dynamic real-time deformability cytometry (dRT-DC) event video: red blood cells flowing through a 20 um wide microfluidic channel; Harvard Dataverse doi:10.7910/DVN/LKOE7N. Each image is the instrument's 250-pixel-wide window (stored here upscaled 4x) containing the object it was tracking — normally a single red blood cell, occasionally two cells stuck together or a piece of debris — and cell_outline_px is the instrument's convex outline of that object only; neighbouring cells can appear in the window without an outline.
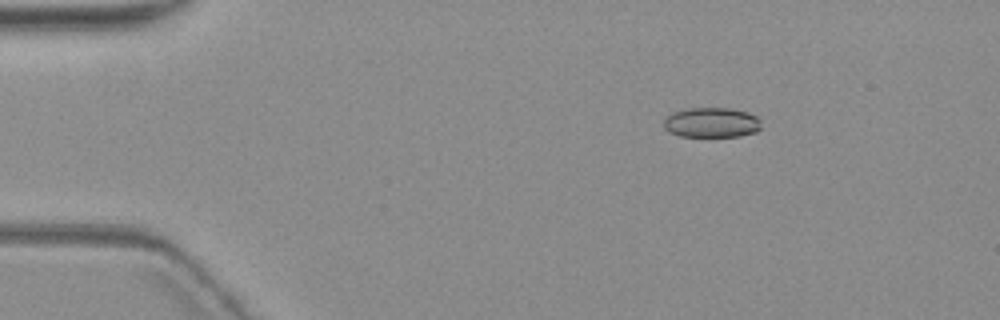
{"species": "common noctule bat (a hibernating species)", "species_latin": "Nyctalus noctula", "temperature_condition": "warm", "stored_images_in_passage": 5, "camera_frame_rate_fps": 3000, "um_per_image_px": 0.085, "animal": {"sex": "female", "body_mass_g": 19.3, "forearm_length_mm": 54.1}, "frame": {"image": 1, "passage_image": 3, "time_ms": 2.333, "image_size_px": [1000, 320], "cell_outline_px": [[760, 128], [756, 132], [740, 136], [680, 136], [668, 132], [664, 128], [664, 120], [672, 112], [688, 108], [732, 108], [748, 112], [756, 116], [760, 120]], "centroid_in_image_um": [60.48, 10.41], "position_along_channel_um": 24.5, "area_um2": 17.11}}